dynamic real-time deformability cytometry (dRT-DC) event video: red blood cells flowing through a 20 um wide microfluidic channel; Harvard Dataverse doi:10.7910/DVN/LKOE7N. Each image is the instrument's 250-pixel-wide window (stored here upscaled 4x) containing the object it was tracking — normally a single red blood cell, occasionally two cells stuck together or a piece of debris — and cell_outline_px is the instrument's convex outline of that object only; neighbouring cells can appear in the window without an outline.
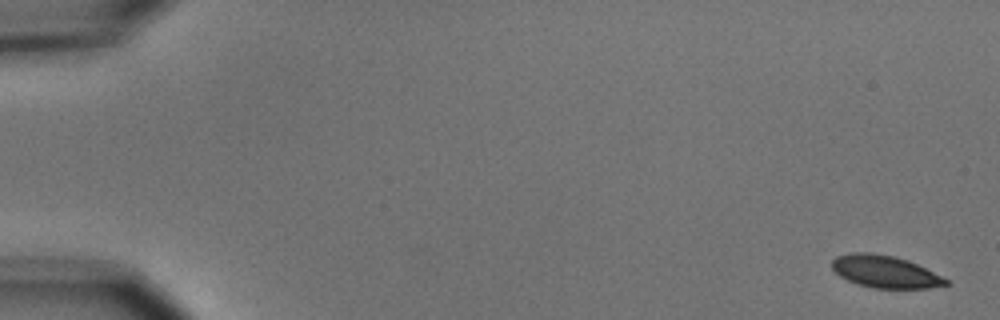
{"species": "common noctule bat (a hibernating species)", "species_latin": "Nyctalus noctula", "temperature_condition": "cold", "stored_images_in_passage": 7, "camera_frame_rate_fps": 3000, "um_per_image_px": 0.085, "animal": {"sex": "male", "body_mass_g": 15.6}, "frame": {"image": 1, "passage_image": 1, "time_ms": 0.0, "image_size_px": [1000, 320], "cell_outline_px": [[948, 284], [928, 288], [872, 288], [856, 284], [840, 276], [832, 268], [832, 260], [836, 256], [848, 252], [872, 252], [892, 256], [908, 260], [948, 280]], "centroid_in_image_um": [75.16, 23.08], "position_along_channel_um": 9.8, "area_um2": 21.27}}
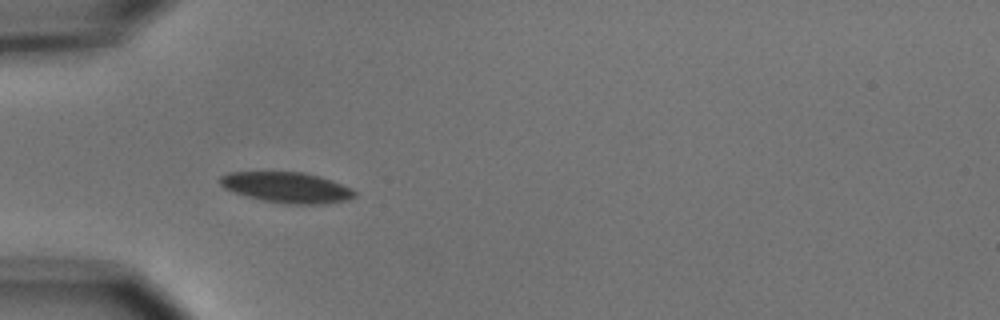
{"frame": {"image": 2, "passage_image": 5, "time_ms": 5.333, "image_size_px": [1000, 320], "cell_outline_px": [[356, 196], [348, 200], [324, 204], [284, 204], [264, 200], [248, 196], [224, 188], [220, 184], [220, 176], [228, 172], [304, 172], [320, 176], [332, 180], [352, 188], [356, 192]], "centroid_in_image_um": [24.42, 15.93], "position_along_channel_um": 60.6, "area_um2": 24.04}}
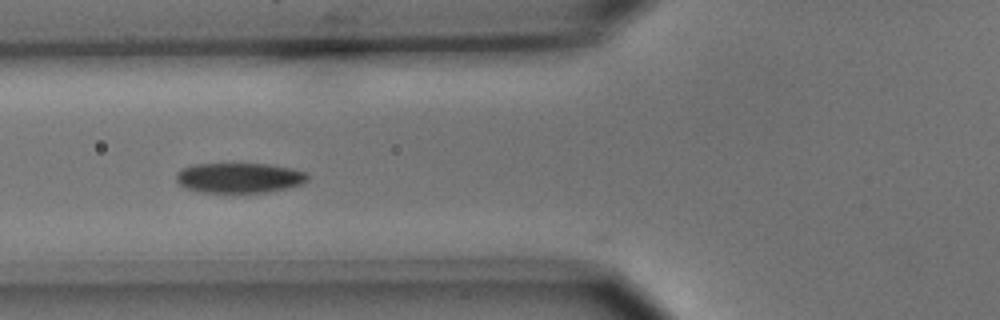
{"frame": {"image": 3, "passage_image": 6, "time_ms": 6.667, "image_size_px": [1000, 320], "cell_outline_px": [[308, 180], [304, 184], [288, 188], [268, 192], [200, 192], [184, 188], [176, 180], [176, 172], [180, 168], [196, 164], [268, 164], [292, 168], [308, 172]], "centroid_in_image_um": [20.36, 15.11], "position_along_channel_um": 105.4, "area_um2": 23.29}}